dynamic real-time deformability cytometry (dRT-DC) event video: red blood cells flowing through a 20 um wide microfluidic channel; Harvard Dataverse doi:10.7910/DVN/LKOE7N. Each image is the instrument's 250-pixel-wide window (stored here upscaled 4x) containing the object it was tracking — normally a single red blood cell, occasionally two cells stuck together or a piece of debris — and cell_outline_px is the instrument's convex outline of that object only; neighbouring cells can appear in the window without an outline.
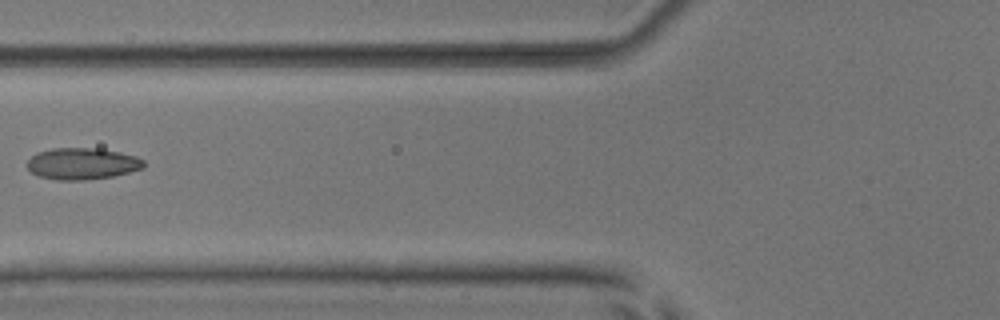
{"species": "common noctule bat (a hibernating species)", "species_latin": "Nyctalus noctula", "temperature_condition": "room temperature", "stored_images_in_passage": 7, "camera_frame_rate_fps": 3000, "um_per_image_px": 0.085, "animal": {"sex": "male", "body_mass_g": 17.9, "forearm_length_mm": 54.2}, "frame": {"image": 1, "passage_image": 5, "time_ms": 4.667, "image_size_px": [1000, 320], "cell_outline_px": [[144, 168], [112, 176], [84, 180], [56, 180], [40, 176], [32, 172], [28, 168], [28, 160], [36, 152], [52, 148], [100, 148], [120, 152], [136, 156], [144, 160]], "centroid_in_image_um": [6.99, 13.9], "position_along_channel_um": 118.8, "area_um2": 21.44}}
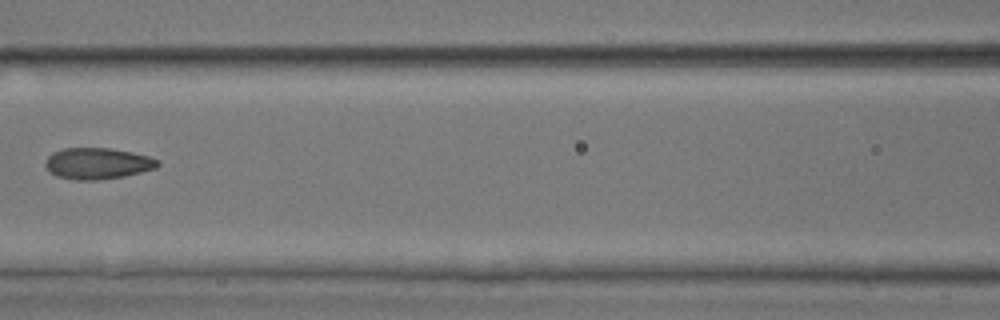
{"frame": {"image": 2, "passage_image": 6, "time_ms": 5.667, "image_size_px": [1000, 320], "cell_outline_px": [[160, 164], [156, 168], [124, 176], [96, 180], [72, 180], [56, 176], [48, 172], [44, 164], [48, 156], [52, 152], [64, 148], [108, 148], [132, 152], [148, 156], [160, 160]], "centroid_in_image_um": [8.26, 13.9], "position_along_channel_um": 158.3, "area_um2": 20.63}}